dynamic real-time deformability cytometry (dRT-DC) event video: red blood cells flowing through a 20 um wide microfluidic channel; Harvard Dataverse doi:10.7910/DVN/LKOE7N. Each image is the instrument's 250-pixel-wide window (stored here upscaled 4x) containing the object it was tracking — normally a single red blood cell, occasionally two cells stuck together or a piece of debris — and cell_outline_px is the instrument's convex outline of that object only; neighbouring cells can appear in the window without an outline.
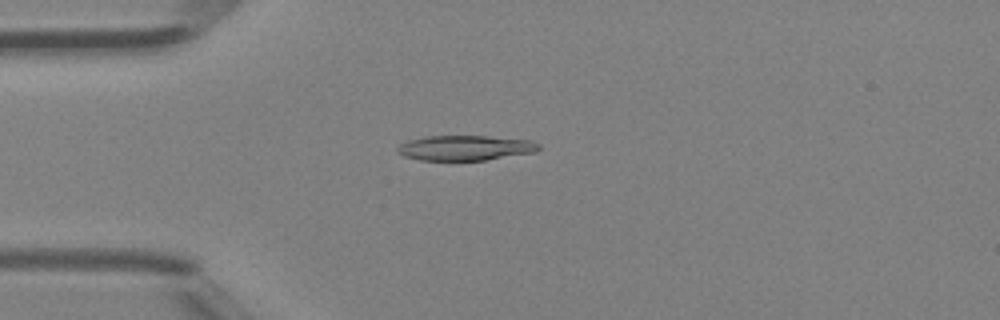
{"species": "Egyptian fruit bat (a non-hibernating species)", "species_latin": "Rousettus aegyptiacus", "temperature_condition": "room temperature", "stored_images_in_passage": 4, "camera_frame_rate_fps": 3000, "um_per_image_px": 0.085, "animal": {"sex": "female"}, "frame": {"image": 1, "passage_image": 4, "time_ms": 3.333, "image_size_px": [1000, 320], "cell_outline_px": [[540, 148], [536, 152], [484, 160], [420, 160], [404, 156], [396, 152], [396, 148], [400, 144], [408, 140], [424, 136], [488, 136], [532, 140], [540, 144]], "centroid_in_image_um": [39.54, 12.56], "position_along_channel_um": 45.5, "area_um2": 20.75}}